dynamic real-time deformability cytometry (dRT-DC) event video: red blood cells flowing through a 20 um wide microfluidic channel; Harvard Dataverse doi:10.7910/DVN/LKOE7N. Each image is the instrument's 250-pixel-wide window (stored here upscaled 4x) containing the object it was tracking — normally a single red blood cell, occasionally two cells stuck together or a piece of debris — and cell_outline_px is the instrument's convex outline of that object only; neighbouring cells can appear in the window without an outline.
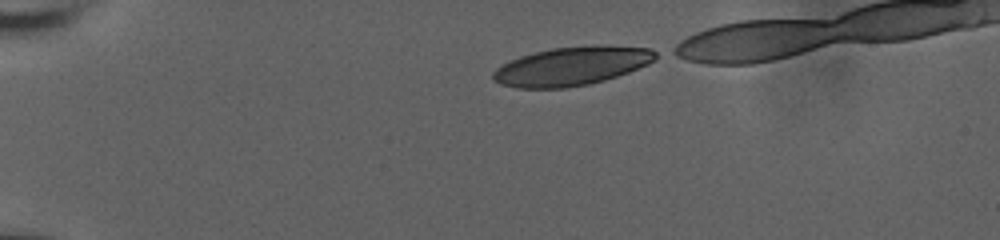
{"species": "human", "species_latin": "Homo sapiens", "temperature_condition": "room temperature", "stored_images_in_passage": 41, "camera_frame_rate_fps": 3000, "um_per_image_px": 0.085, "donor": {"sex": "male"}, "frame": {"image": 1, "passage_image": 1, "time_ms": 0.0, "image_size_px": [1000, 240], "cell_outline_px": [[660, 56], [648, 64], [628, 72], [604, 80], [588, 84], [564, 88], [516, 88], [500, 84], [492, 80], [492, 72], [496, 68], [520, 56], [552, 48], [648, 48], [656, 52]], "centroid_in_image_um": [48.51, 5.68], "position_along_channel_um": 36.5, "area_um2": 35.26}}
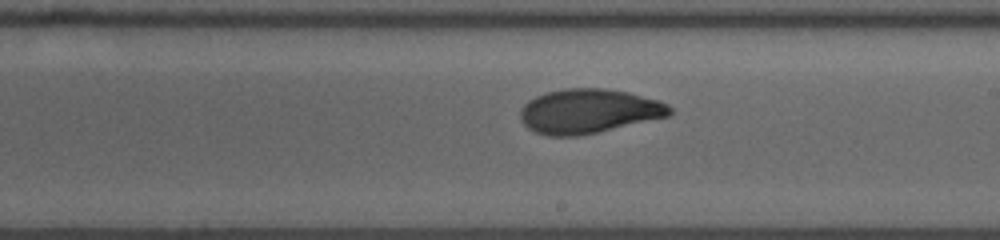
{"frame": {"image": 2, "passage_image": 23, "time_ms": 7.333, "image_size_px": [1000, 240], "cell_outline_px": [[672, 112], [668, 116], [596, 132], [576, 136], [544, 136], [528, 128], [520, 120], [520, 108], [528, 100], [544, 92], [564, 88], [604, 88], [628, 92], [656, 100], [668, 104], [672, 108]], "centroid_in_image_um": [49.98, 9.44], "position_along_channel_um": 239.0, "area_um2": 38.55}}
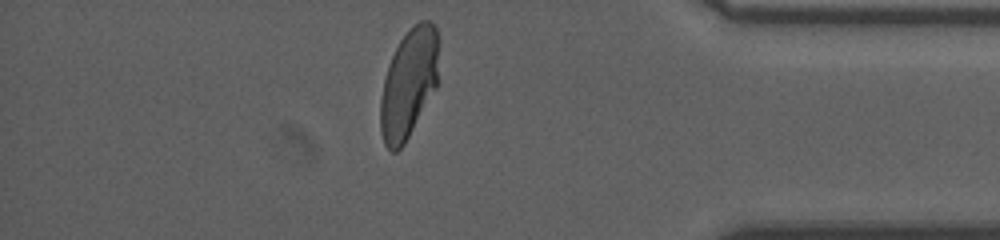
{"frame": {"image": 3, "passage_image": 38, "time_ms": 12.333, "image_size_px": [1000, 240], "cell_outline_px": [[440, 40], [436, 88], [404, 144], [396, 152], [392, 152], [384, 144], [380, 132], [380, 100], [384, 80], [388, 64], [400, 40], [420, 20], [428, 20], [436, 28]], "centroid_in_image_um": [34.75, 7.1], "position_along_channel_um": 400.4, "area_um2": 37.11}}